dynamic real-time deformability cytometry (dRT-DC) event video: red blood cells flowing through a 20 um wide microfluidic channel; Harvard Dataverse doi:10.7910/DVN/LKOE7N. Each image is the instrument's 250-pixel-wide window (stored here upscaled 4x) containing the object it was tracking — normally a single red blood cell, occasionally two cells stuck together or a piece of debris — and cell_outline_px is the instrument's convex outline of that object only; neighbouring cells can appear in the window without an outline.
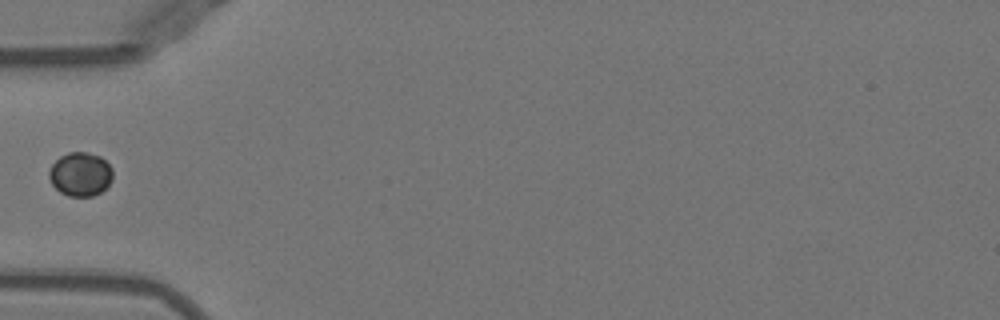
{"species": "Egyptian fruit bat (a non-hibernating species)", "species_latin": "Rousettus aegyptiacus", "temperature_condition": "warm", "stored_images_in_passage": 35, "camera_frame_rate_fps": 3000, "um_per_image_px": 0.085, "animal": {"sex": "female"}, "frame": {"image": 1, "passage_image": 1, "time_ms": 0.0, "image_size_px": [1000, 320], "cell_outline_px": [[112, 180], [100, 192], [92, 196], [68, 196], [60, 192], [52, 184], [48, 176], [48, 172], [52, 164], [60, 156], [68, 152], [88, 152], [100, 156], [112, 168]], "centroid_in_image_um": [6.81, 14.8], "position_along_channel_um": 78.2, "area_um2": 16.24}}
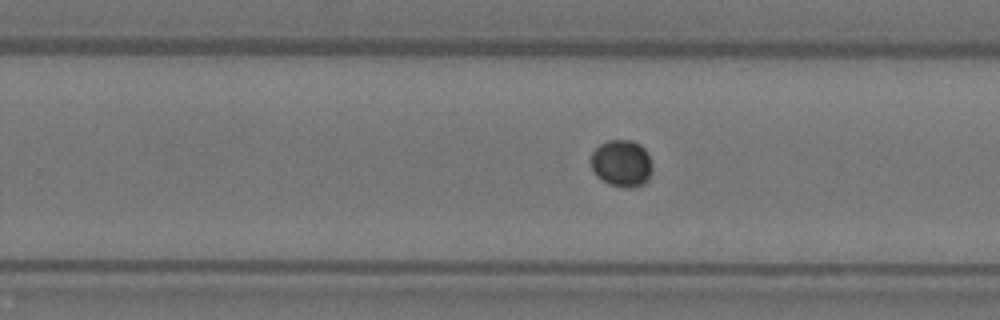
{"frame": {"image": 2, "passage_image": 16, "time_ms": 5.0, "image_size_px": [1000, 320], "cell_outline_px": [[652, 172], [648, 180], [644, 184], [636, 188], [624, 188], [608, 184], [596, 176], [592, 168], [592, 152], [600, 144], [608, 140], [632, 140], [640, 144], [644, 148], [652, 164]], "centroid_in_image_um": [52.86, 13.91], "position_along_channel_um": 276.9, "area_um2": 16.99}}
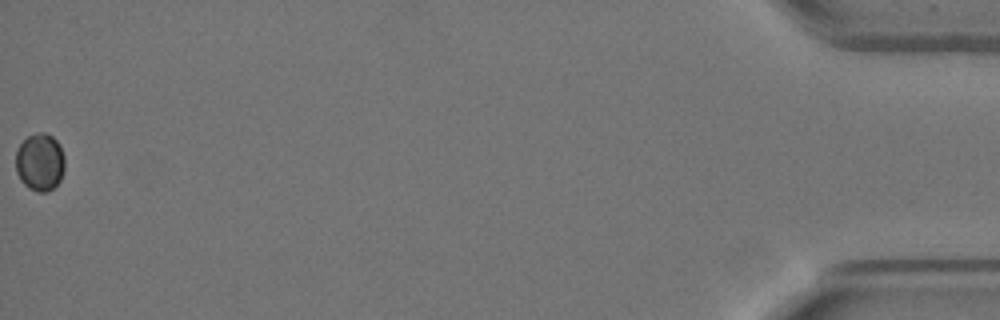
{"frame": {"image": 3, "passage_image": 35, "time_ms": 11.333, "image_size_px": [1000, 320], "cell_outline_px": [[64, 172], [60, 180], [48, 192], [36, 192], [28, 188], [20, 180], [16, 172], [16, 148], [28, 136], [40, 132], [44, 132], [52, 136], [60, 144], [64, 156]], "centroid_in_image_um": [3.39, 13.79], "position_along_channel_um": 431.8, "area_um2": 16.65}}